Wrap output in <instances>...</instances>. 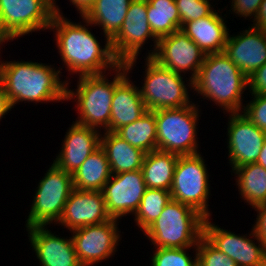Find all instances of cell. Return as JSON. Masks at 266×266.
I'll use <instances>...</instances> for the list:
<instances>
[{"instance_id":"42","label":"cell","mask_w":266,"mask_h":266,"mask_svg":"<svg viewBox=\"0 0 266 266\" xmlns=\"http://www.w3.org/2000/svg\"><path fill=\"white\" fill-rule=\"evenodd\" d=\"M7 43H8V42L5 41V40H1V41H0V54H2V53H1V51H2L1 49H3L2 47H4L5 44L7 45ZM1 56H2V55H0V57H1ZM1 61H2V59L0 58V65H1Z\"/></svg>"},{"instance_id":"37","label":"cell","mask_w":266,"mask_h":266,"mask_svg":"<svg viewBox=\"0 0 266 266\" xmlns=\"http://www.w3.org/2000/svg\"><path fill=\"white\" fill-rule=\"evenodd\" d=\"M257 212L255 223L252 225L255 234L266 247V203L253 208Z\"/></svg>"},{"instance_id":"33","label":"cell","mask_w":266,"mask_h":266,"mask_svg":"<svg viewBox=\"0 0 266 266\" xmlns=\"http://www.w3.org/2000/svg\"><path fill=\"white\" fill-rule=\"evenodd\" d=\"M197 266H237L235 261L219 251L204 236L197 243Z\"/></svg>"},{"instance_id":"15","label":"cell","mask_w":266,"mask_h":266,"mask_svg":"<svg viewBox=\"0 0 266 266\" xmlns=\"http://www.w3.org/2000/svg\"><path fill=\"white\" fill-rule=\"evenodd\" d=\"M228 161L232 172L235 168L256 163L266 140V132L259 129L242 113H227Z\"/></svg>"},{"instance_id":"40","label":"cell","mask_w":266,"mask_h":266,"mask_svg":"<svg viewBox=\"0 0 266 266\" xmlns=\"http://www.w3.org/2000/svg\"><path fill=\"white\" fill-rule=\"evenodd\" d=\"M69 2L70 5L72 4L76 8L80 18L81 16H84L93 6L95 0H69Z\"/></svg>"},{"instance_id":"35","label":"cell","mask_w":266,"mask_h":266,"mask_svg":"<svg viewBox=\"0 0 266 266\" xmlns=\"http://www.w3.org/2000/svg\"><path fill=\"white\" fill-rule=\"evenodd\" d=\"M263 0H230L231 4L229 14H235V16L240 18H245V20L253 21L258 13L260 4ZM232 10V11H231ZM248 18V19H247Z\"/></svg>"},{"instance_id":"19","label":"cell","mask_w":266,"mask_h":266,"mask_svg":"<svg viewBox=\"0 0 266 266\" xmlns=\"http://www.w3.org/2000/svg\"><path fill=\"white\" fill-rule=\"evenodd\" d=\"M239 33L228 34L223 53L249 77L266 63V32L249 26Z\"/></svg>"},{"instance_id":"24","label":"cell","mask_w":266,"mask_h":266,"mask_svg":"<svg viewBox=\"0 0 266 266\" xmlns=\"http://www.w3.org/2000/svg\"><path fill=\"white\" fill-rule=\"evenodd\" d=\"M133 0H95L93 6L83 16L94 28L101 27L105 41L119 32L125 20L128 7ZM103 32V33H102Z\"/></svg>"},{"instance_id":"31","label":"cell","mask_w":266,"mask_h":266,"mask_svg":"<svg viewBox=\"0 0 266 266\" xmlns=\"http://www.w3.org/2000/svg\"><path fill=\"white\" fill-rule=\"evenodd\" d=\"M154 249L153 255L150 256V266H197V246ZM188 250L193 251V256Z\"/></svg>"},{"instance_id":"17","label":"cell","mask_w":266,"mask_h":266,"mask_svg":"<svg viewBox=\"0 0 266 266\" xmlns=\"http://www.w3.org/2000/svg\"><path fill=\"white\" fill-rule=\"evenodd\" d=\"M110 219L102 191L73 188L57 224L71 232L74 229L101 224Z\"/></svg>"},{"instance_id":"29","label":"cell","mask_w":266,"mask_h":266,"mask_svg":"<svg viewBox=\"0 0 266 266\" xmlns=\"http://www.w3.org/2000/svg\"><path fill=\"white\" fill-rule=\"evenodd\" d=\"M148 23L160 39L180 29V16L175 0H147Z\"/></svg>"},{"instance_id":"12","label":"cell","mask_w":266,"mask_h":266,"mask_svg":"<svg viewBox=\"0 0 266 266\" xmlns=\"http://www.w3.org/2000/svg\"><path fill=\"white\" fill-rule=\"evenodd\" d=\"M119 222L111 218L104 223L84 226L70 232L81 266H96L112 256L114 258L122 239Z\"/></svg>"},{"instance_id":"2","label":"cell","mask_w":266,"mask_h":266,"mask_svg":"<svg viewBox=\"0 0 266 266\" xmlns=\"http://www.w3.org/2000/svg\"><path fill=\"white\" fill-rule=\"evenodd\" d=\"M58 68V69H56ZM61 66L38 61H1L0 78L12 108L22 102L59 103L66 101V83ZM62 74V75H61Z\"/></svg>"},{"instance_id":"30","label":"cell","mask_w":266,"mask_h":266,"mask_svg":"<svg viewBox=\"0 0 266 266\" xmlns=\"http://www.w3.org/2000/svg\"><path fill=\"white\" fill-rule=\"evenodd\" d=\"M170 191L147 188L139 207L133 215L138 230L143 233L157 218L164 207L171 201Z\"/></svg>"},{"instance_id":"28","label":"cell","mask_w":266,"mask_h":266,"mask_svg":"<svg viewBox=\"0 0 266 266\" xmlns=\"http://www.w3.org/2000/svg\"><path fill=\"white\" fill-rule=\"evenodd\" d=\"M115 133L146 153L157 150L156 118L151 110L136 121L119 128Z\"/></svg>"},{"instance_id":"32","label":"cell","mask_w":266,"mask_h":266,"mask_svg":"<svg viewBox=\"0 0 266 266\" xmlns=\"http://www.w3.org/2000/svg\"><path fill=\"white\" fill-rule=\"evenodd\" d=\"M180 16V29L188 21L211 15L216 9L212 0H175ZM211 2V3H210ZM212 4V5H211Z\"/></svg>"},{"instance_id":"4","label":"cell","mask_w":266,"mask_h":266,"mask_svg":"<svg viewBox=\"0 0 266 266\" xmlns=\"http://www.w3.org/2000/svg\"><path fill=\"white\" fill-rule=\"evenodd\" d=\"M128 74L126 66L120 64L105 74L77 76V88L72 90L68 79L66 101L73 100L71 102L76 105L75 111H78V116L75 122L101 132L109 131L113 93L115 87Z\"/></svg>"},{"instance_id":"21","label":"cell","mask_w":266,"mask_h":266,"mask_svg":"<svg viewBox=\"0 0 266 266\" xmlns=\"http://www.w3.org/2000/svg\"><path fill=\"white\" fill-rule=\"evenodd\" d=\"M224 8L215 10L211 15L185 23L181 30L207 54L221 53L229 34ZM226 20V21H225Z\"/></svg>"},{"instance_id":"36","label":"cell","mask_w":266,"mask_h":266,"mask_svg":"<svg viewBox=\"0 0 266 266\" xmlns=\"http://www.w3.org/2000/svg\"><path fill=\"white\" fill-rule=\"evenodd\" d=\"M248 94H266V63L248 77Z\"/></svg>"},{"instance_id":"1","label":"cell","mask_w":266,"mask_h":266,"mask_svg":"<svg viewBox=\"0 0 266 266\" xmlns=\"http://www.w3.org/2000/svg\"><path fill=\"white\" fill-rule=\"evenodd\" d=\"M68 18L65 14L54 13L48 30L54 33L53 41H56L62 67L66 68L70 77L74 74H105L121 64L114 56L111 41H105L103 45L92 32L90 27L94 25L83 16V22H75Z\"/></svg>"},{"instance_id":"14","label":"cell","mask_w":266,"mask_h":266,"mask_svg":"<svg viewBox=\"0 0 266 266\" xmlns=\"http://www.w3.org/2000/svg\"><path fill=\"white\" fill-rule=\"evenodd\" d=\"M205 53L181 29L158 39L151 56L159 65L194 81L203 64ZM190 74V75H189Z\"/></svg>"},{"instance_id":"11","label":"cell","mask_w":266,"mask_h":266,"mask_svg":"<svg viewBox=\"0 0 266 266\" xmlns=\"http://www.w3.org/2000/svg\"><path fill=\"white\" fill-rule=\"evenodd\" d=\"M200 153L178 157L173 182L170 189L171 199L195 209L205 218L212 217L209 210L210 190L208 165Z\"/></svg>"},{"instance_id":"6","label":"cell","mask_w":266,"mask_h":266,"mask_svg":"<svg viewBox=\"0 0 266 266\" xmlns=\"http://www.w3.org/2000/svg\"><path fill=\"white\" fill-rule=\"evenodd\" d=\"M144 61V77H141L139 90L148 110L180 108L193 103L190 93L193 92V81L164 68L151 57H145Z\"/></svg>"},{"instance_id":"23","label":"cell","mask_w":266,"mask_h":266,"mask_svg":"<svg viewBox=\"0 0 266 266\" xmlns=\"http://www.w3.org/2000/svg\"><path fill=\"white\" fill-rule=\"evenodd\" d=\"M100 146L108 158L111 174L141 169L146 152L130 145L115 132H102Z\"/></svg>"},{"instance_id":"27","label":"cell","mask_w":266,"mask_h":266,"mask_svg":"<svg viewBox=\"0 0 266 266\" xmlns=\"http://www.w3.org/2000/svg\"><path fill=\"white\" fill-rule=\"evenodd\" d=\"M110 177L108 158L100 146L72 174L73 187L80 190L102 191Z\"/></svg>"},{"instance_id":"41","label":"cell","mask_w":266,"mask_h":266,"mask_svg":"<svg viewBox=\"0 0 266 266\" xmlns=\"http://www.w3.org/2000/svg\"><path fill=\"white\" fill-rule=\"evenodd\" d=\"M256 163L266 169V140L261 148V151H260V154H259V157Z\"/></svg>"},{"instance_id":"26","label":"cell","mask_w":266,"mask_h":266,"mask_svg":"<svg viewBox=\"0 0 266 266\" xmlns=\"http://www.w3.org/2000/svg\"><path fill=\"white\" fill-rule=\"evenodd\" d=\"M178 157L160 150L146 153L141 167L146 187L170 191Z\"/></svg>"},{"instance_id":"10","label":"cell","mask_w":266,"mask_h":266,"mask_svg":"<svg viewBox=\"0 0 266 266\" xmlns=\"http://www.w3.org/2000/svg\"><path fill=\"white\" fill-rule=\"evenodd\" d=\"M153 42H151V41ZM158 39L153 35L147 15V0H133L128 7L125 20L119 32L111 39V47L115 58L124 64L129 73H133L137 59L148 43L144 57H151L157 47ZM153 46V47H152ZM152 47V48H151ZM139 57V58H138Z\"/></svg>"},{"instance_id":"8","label":"cell","mask_w":266,"mask_h":266,"mask_svg":"<svg viewBox=\"0 0 266 266\" xmlns=\"http://www.w3.org/2000/svg\"><path fill=\"white\" fill-rule=\"evenodd\" d=\"M59 6L57 0H0V39L48 31L54 13L64 14Z\"/></svg>"},{"instance_id":"3","label":"cell","mask_w":266,"mask_h":266,"mask_svg":"<svg viewBox=\"0 0 266 266\" xmlns=\"http://www.w3.org/2000/svg\"><path fill=\"white\" fill-rule=\"evenodd\" d=\"M248 90L246 77L230 58L221 53L207 54L196 79L193 96L212 101L224 114L241 113L244 93ZM202 96V97H201Z\"/></svg>"},{"instance_id":"39","label":"cell","mask_w":266,"mask_h":266,"mask_svg":"<svg viewBox=\"0 0 266 266\" xmlns=\"http://www.w3.org/2000/svg\"><path fill=\"white\" fill-rule=\"evenodd\" d=\"M11 109V104L8 100L6 91L4 90L2 79L0 78V121L3 118L5 119V115H8V113L12 111Z\"/></svg>"},{"instance_id":"25","label":"cell","mask_w":266,"mask_h":266,"mask_svg":"<svg viewBox=\"0 0 266 266\" xmlns=\"http://www.w3.org/2000/svg\"><path fill=\"white\" fill-rule=\"evenodd\" d=\"M234 173V174H232ZM241 200L252 209L266 203V169L257 163L246 164L231 172Z\"/></svg>"},{"instance_id":"34","label":"cell","mask_w":266,"mask_h":266,"mask_svg":"<svg viewBox=\"0 0 266 266\" xmlns=\"http://www.w3.org/2000/svg\"><path fill=\"white\" fill-rule=\"evenodd\" d=\"M251 100L245 101L242 114L259 129L266 132V94L251 95ZM248 102V103H247Z\"/></svg>"},{"instance_id":"9","label":"cell","mask_w":266,"mask_h":266,"mask_svg":"<svg viewBox=\"0 0 266 266\" xmlns=\"http://www.w3.org/2000/svg\"><path fill=\"white\" fill-rule=\"evenodd\" d=\"M33 194L25 228L35 226H57L64 206L73 190L72 174L51 163L39 180Z\"/></svg>"},{"instance_id":"22","label":"cell","mask_w":266,"mask_h":266,"mask_svg":"<svg viewBox=\"0 0 266 266\" xmlns=\"http://www.w3.org/2000/svg\"><path fill=\"white\" fill-rule=\"evenodd\" d=\"M130 78L129 73L115 87L111 104L110 132H116L119 128L136 121L148 111L139 87L135 85L136 81Z\"/></svg>"},{"instance_id":"7","label":"cell","mask_w":266,"mask_h":266,"mask_svg":"<svg viewBox=\"0 0 266 266\" xmlns=\"http://www.w3.org/2000/svg\"><path fill=\"white\" fill-rule=\"evenodd\" d=\"M197 102L180 108L153 111L156 118L157 150L179 156L200 153L197 126L202 114L199 107L202 106Z\"/></svg>"},{"instance_id":"38","label":"cell","mask_w":266,"mask_h":266,"mask_svg":"<svg viewBox=\"0 0 266 266\" xmlns=\"http://www.w3.org/2000/svg\"><path fill=\"white\" fill-rule=\"evenodd\" d=\"M252 22L253 24L250 26L266 32V0L261 2L258 13Z\"/></svg>"},{"instance_id":"16","label":"cell","mask_w":266,"mask_h":266,"mask_svg":"<svg viewBox=\"0 0 266 266\" xmlns=\"http://www.w3.org/2000/svg\"><path fill=\"white\" fill-rule=\"evenodd\" d=\"M146 189L141 169L111 174L102 190L109 216L121 220L124 216L134 215Z\"/></svg>"},{"instance_id":"5","label":"cell","mask_w":266,"mask_h":266,"mask_svg":"<svg viewBox=\"0 0 266 266\" xmlns=\"http://www.w3.org/2000/svg\"><path fill=\"white\" fill-rule=\"evenodd\" d=\"M204 221L195 209L171 200L142 234L154 248L194 247L204 236Z\"/></svg>"},{"instance_id":"13","label":"cell","mask_w":266,"mask_h":266,"mask_svg":"<svg viewBox=\"0 0 266 266\" xmlns=\"http://www.w3.org/2000/svg\"><path fill=\"white\" fill-rule=\"evenodd\" d=\"M211 220V217L205 218L204 237L213 246L235 261L237 266H266V247L253 227L247 234L240 235L219 227Z\"/></svg>"},{"instance_id":"20","label":"cell","mask_w":266,"mask_h":266,"mask_svg":"<svg viewBox=\"0 0 266 266\" xmlns=\"http://www.w3.org/2000/svg\"><path fill=\"white\" fill-rule=\"evenodd\" d=\"M70 127L66 130L64 140H62V147H60L53 163L64 170L65 172L73 174L92 154L100 147V140L102 132L72 122Z\"/></svg>"},{"instance_id":"18","label":"cell","mask_w":266,"mask_h":266,"mask_svg":"<svg viewBox=\"0 0 266 266\" xmlns=\"http://www.w3.org/2000/svg\"><path fill=\"white\" fill-rule=\"evenodd\" d=\"M49 226L26 228L30 247L37 266H81L75 252L72 237H63L48 229Z\"/></svg>"}]
</instances>
